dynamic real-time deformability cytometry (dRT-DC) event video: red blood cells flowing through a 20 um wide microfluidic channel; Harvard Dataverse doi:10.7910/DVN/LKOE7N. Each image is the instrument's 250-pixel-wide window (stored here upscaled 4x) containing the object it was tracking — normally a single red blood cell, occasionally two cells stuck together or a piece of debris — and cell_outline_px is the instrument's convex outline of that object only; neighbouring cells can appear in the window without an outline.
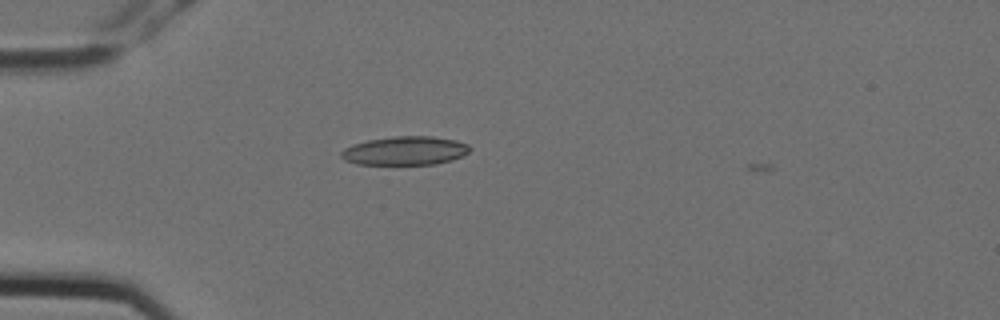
{"species": "Egyptian fruit bat (a non-hibernating species)", "species_latin": "Rousettus aegyptiacus", "temperature_condition": "cold", "stored_images_in_passage": 4, "camera_frame_rate_fps": 3000, "um_per_image_px": 0.085, "animal": {"sex": "female"}, "frame": {"image": 1, "passage_image": 3, "time_ms": 0.667, "image_size_px": [1000, 320], "cell_outline_px": [[472, 148], [464, 156], [452, 160], [436, 164], [356, 164], [344, 160], [340, 156], [340, 152], [344, 148], [352, 144], [368, 140], [392, 136], [432, 136], [456, 140], [468, 144]], "centroid_in_image_um": [34.44, 12.81], "position_along_channel_um": 50.6, "area_um2": 21.73}}